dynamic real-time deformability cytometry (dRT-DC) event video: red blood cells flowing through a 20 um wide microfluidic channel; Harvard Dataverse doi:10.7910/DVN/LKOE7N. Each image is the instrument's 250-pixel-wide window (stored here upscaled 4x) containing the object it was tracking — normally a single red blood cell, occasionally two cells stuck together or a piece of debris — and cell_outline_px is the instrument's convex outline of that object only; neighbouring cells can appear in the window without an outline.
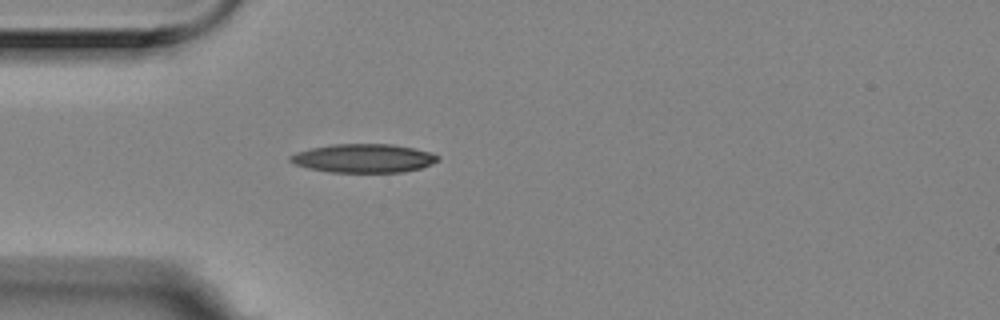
{"species": "Egyptian fruit bat (a non-hibernating species)", "species_latin": "Rousettus aegyptiacus", "temperature_condition": "room temperature", "stored_images_in_passage": 1, "camera_frame_rate_fps": 3000, "um_per_image_px": 0.085, "animal": {"sex": "female"}, "frame": {"image": 1, "passage_image": 1, "time_ms": 0.0, "image_size_px": [1000, 320], "cell_outline_px": [[440, 160], [432, 164], [420, 168], [404, 172], [332, 172], [308, 168], [296, 164], [288, 160], [288, 156], [296, 152], [312, 148], [332, 144], [392, 144], [432, 152], [440, 156]], "centroid_in_image_um": [30.93, 13.45], "position_along_channel_um": 54.1, "area_um2": 24.68}}